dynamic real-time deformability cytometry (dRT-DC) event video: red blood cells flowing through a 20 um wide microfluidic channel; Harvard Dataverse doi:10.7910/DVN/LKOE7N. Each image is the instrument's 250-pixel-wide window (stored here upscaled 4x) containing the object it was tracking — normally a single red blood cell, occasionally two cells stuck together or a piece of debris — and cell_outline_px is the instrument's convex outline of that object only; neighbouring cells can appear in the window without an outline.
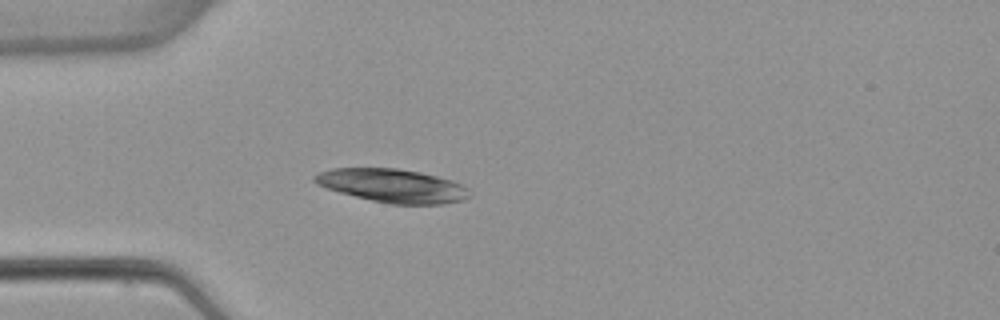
{"species": "common noctule bat (a hibernating species)", "species_latin": "Nyctalus noctula", "temperature_condition": "warm", "stored_images_in_passage": 3, "camera_frame_rate_fps": 3000, "um_per_image_px": 0.085, "animal": {"sex": "female", "body_mass_g": 22.7, "forearm_length_mm": 54.2}, "frame": {"image": 1, "passage_image": 3, "time_ms": 3.333, "image_size_px": [1000, 320], "cell_outline_px": [[472, 196], [464, 200], [444, 204], [392, 204], [372, 200], [340, 192], [316, 184], [312, 180], [312, 176], [320, 172], [332, 168], [396, 168], [420, 172], [452, 180], [468, 188]], "centroid_in_image_um": [33.39, 15.78], "position_along_channel_um": 51.6, "area_um2": 30.17}}